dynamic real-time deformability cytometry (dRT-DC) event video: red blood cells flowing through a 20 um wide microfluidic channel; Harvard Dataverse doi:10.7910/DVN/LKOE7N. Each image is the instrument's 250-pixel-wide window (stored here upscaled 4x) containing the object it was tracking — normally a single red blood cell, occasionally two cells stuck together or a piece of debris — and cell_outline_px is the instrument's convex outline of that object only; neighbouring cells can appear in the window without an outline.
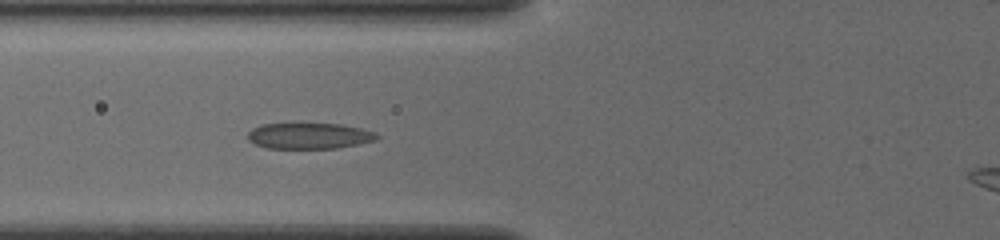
{"species": "common noctule bat (a hibernating species)", "species_latin": "Nyctalus noctula", "temperature_condition": "cold", "stored_images_in_passage": 12, "camera_frame_rate_fps": 3000, "um_per_image_px": 0.085, "animal": {"sex": "female", "body_mass_g": 19.5, "forearm_length_mm": 54.1}, "frame": {"image": 1, "passage_image": 9, "time_ms": 2.667, "image_size_px": [1000, 240], "cell_outline_px": [[380, 136], [376, 140], [336, 148], [268, 148], [256, 144], [248, 140], [248, 132], [252, 128], [260, 124], [340, 124], [360, 128], [376, 132]], "centroid_in_image_um": [26.28, 11.54], "position_along_channel_um": 99.5, "area_um2": 19.36}}
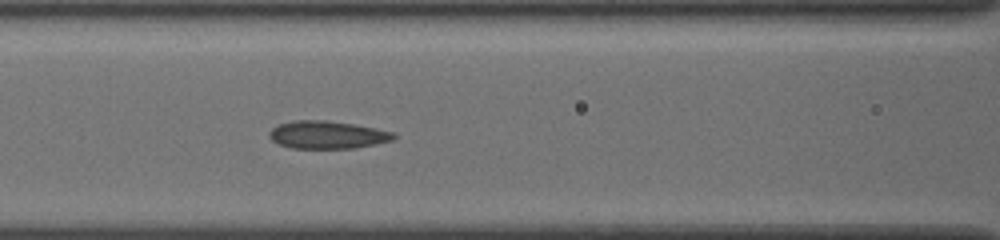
{"frame": {"image": 2, "passage_image": 12, "time_ms": 3.667, "image_size_px": [1000, 240], "cell_outline_px": [[396, 136], [392, 140], [356, 148], [292, 148], [280, 144], [272, 140], [268, 136], [268, 132], [276, 124], [296, 120], [324, 120], [352, 124], [376, 128], [396, 132]], "centroid_in_image_um": [27.81, 11.45], "position_along_channel_um": 138.8, "area_um2": 20.11}}